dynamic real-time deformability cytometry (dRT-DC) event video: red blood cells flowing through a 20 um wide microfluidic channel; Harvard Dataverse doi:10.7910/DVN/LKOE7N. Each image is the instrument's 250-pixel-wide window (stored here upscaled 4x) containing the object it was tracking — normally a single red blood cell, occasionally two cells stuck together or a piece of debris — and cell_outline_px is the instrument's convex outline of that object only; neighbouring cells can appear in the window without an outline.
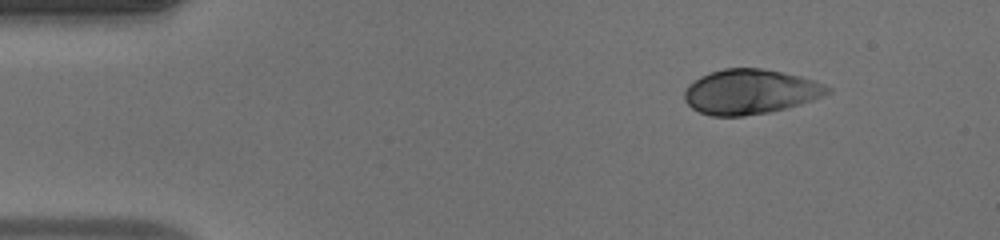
{"species": "human", "species_latin": "Homo sapiens", "temperature_condition": "warm", "stored_images_in_passage": 44, "camera_frame_rate_fps": 3000, "um_per_image_px": 0.085, "donor": {"sex": "male"}, "frame": {"image": 1, "passage_image": 1, "time_ms": 0.0, "image_size_px": [1000, 240], "cell_outline_px": [[832, 92], [812, 100], [800, 104], [768, 112], [744, 116], [712, 116], [700, 112], [692, 108], [684, 100], [684, 92], [688, 84], [700, 76], [724, 68], [760, 68], [800, 76], [812, 80], [832, 88]], "centroid_in_image_um": [63.74, 7.8], "position_along_channel_um": 21.3, "area_um2": 37.17}}
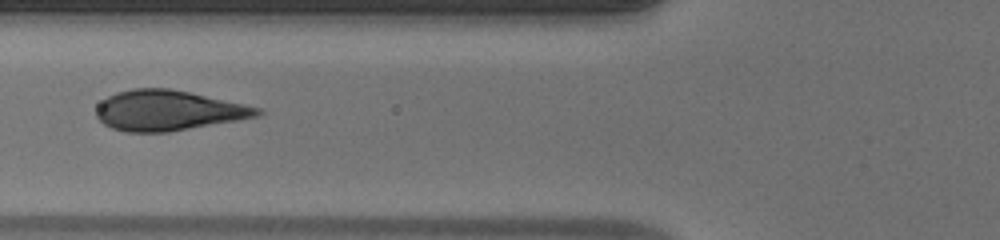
{"frame": {"image": 2, "passage_image": 14, "time_ms": 4.333, "image_size_px": [1000, 240], "cell_outline_px": [[264, 112], [260, 116], [168, 132], [124, 132], [112, 128], [104, 124], [96, 116], [96, 108], [108, 96], [116, 92], [132, 88], [168, 88], [188, 92], [260, 108]], "centroid_in_image_um": [14.26, 9.4], "position_along_channel_um": 111.5, "area_um2": 37.4}}
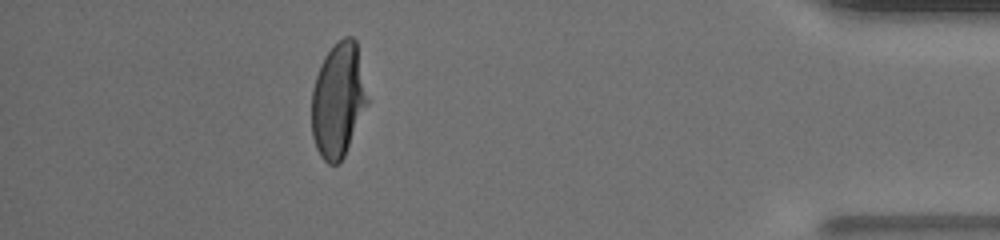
{"frame": {"image": 3, "passage_image": 39, "time_ms": 12.667, "image_size_px": [1000, 240], "cell_outline_px": [[368, 104], [344, 156], [340, 164], [328, 164], [320, 156], [316, 148], [312, 136], [312, 88], [320, 64], [324, 56], [344, 36], [352, 36], [356, 40], [368, 100]], "centroid_in_image_um": [28.73, 8.54], "position_along_channel_um": 406.5, "area_um2": 37.11}}